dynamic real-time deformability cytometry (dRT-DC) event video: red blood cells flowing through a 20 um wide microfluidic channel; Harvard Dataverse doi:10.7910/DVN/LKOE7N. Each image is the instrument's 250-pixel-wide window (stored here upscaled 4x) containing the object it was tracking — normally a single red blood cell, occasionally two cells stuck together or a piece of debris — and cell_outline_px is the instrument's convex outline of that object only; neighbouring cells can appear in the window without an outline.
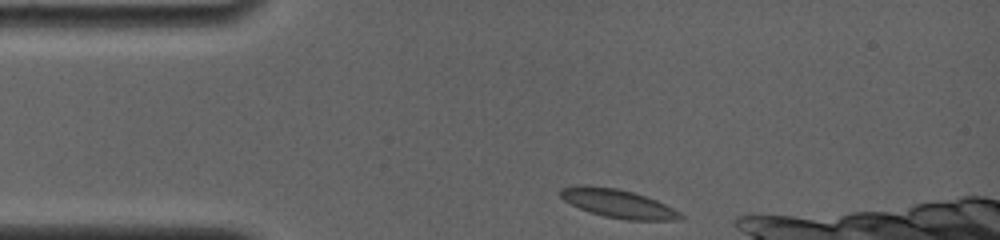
{"species": "common noctule bat (a hibernating species)", "species_latin": "Nyctalus noctula", "temperature_condition": "room temperature", "stored_images_in_passage": 43, "camera_frame_rate_fps": 4000, "um_per_image_px": 0.085, "animal": {"sex": "female", "body_mass_g": 19.0, "forearm_length_mm": 56.7}, "frame": {"image": 1, "passage_image": 1, "time_ms": 0.0, "image_size_px": [1000, 240], "cell_outline_px": [[684, 220], [624, 220], [604, 216], [588, 212], [564, 200], [560, 196], [560, 188], [576, 184], [588, 184], [616, 188], [632, 192], [656, 200], [680, 212], [684, 216]], "centroid_in_image_um": [52.5, 17.29], "position_along_channel_um": 32.5, "area_um2": 20.11}}
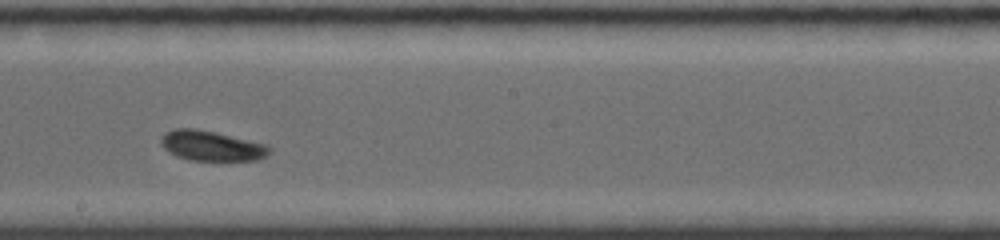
{"frame": {"image": 2, "passage_image": 25, "time_ms": 6.25, "image_size_px": [1000, 240], "cell_outline_px": [[272, 148], [264, 156], [256, 160], [188, 160], [176, 156], [168, 152], [160, 144], [160, 136], [164, 132], [176, 128], [196, 128], [216, 132], [268, 144]], "centroid_in_image_um": [17.93, 12.38], "position_along_channel_um": 230.3, "area_um2": 19.19}}
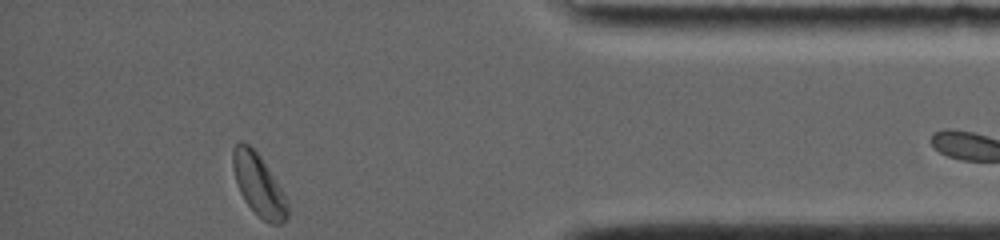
{"frame": {"image": 3, "passage_image": 43, "time_ms": 11.75, "image_size_px": [1000, 240], "cell_outline_px": [[288, 216], [280, 224], [268, 224], [244, 200], [240, 192], [236, 180], [232, 164], [232, 152], [236, 144], [240, 140], [248, 144], [260, 156], [284, 192], [288, 200]], "centroid_in_image_um": [22.0, 15.72], "position_along_channel_um": 413.2, "area_um2": 19.48}, "authors_computed_cell_mechanics": {"area_um2": 19.074, "velocity_mm_per_s": 3.7485, "shape_relaxation_time_tau1_ms": 1.9135, "shape_relaxation_time_tau2_ms": 3.9046, "deformation_change_tau1": 0.0533, "deformation_change_tau2": 0.0775}}